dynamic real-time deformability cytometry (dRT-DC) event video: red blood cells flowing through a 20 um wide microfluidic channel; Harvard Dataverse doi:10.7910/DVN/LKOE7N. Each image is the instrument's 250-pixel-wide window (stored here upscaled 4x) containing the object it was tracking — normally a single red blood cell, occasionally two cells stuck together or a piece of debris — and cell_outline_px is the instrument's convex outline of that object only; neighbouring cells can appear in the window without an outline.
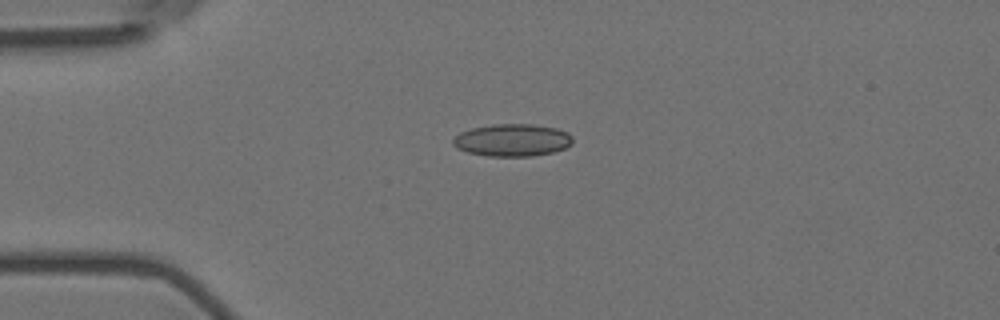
{"species": "Egyptian fruit bat (a non-hibernating species)", "species_latin": "Rousettus aegyptiacus", "temperature_condition": "room temperature", "stored_images_in_passage": 44, "camera_frame_rate_fps": 3000, "um_per_image_px": 0.085, "animal": {"sex": "female"}, "frame": {"image": 1, "passage_image": 1, "time_ms": 0.0, "image_size_px": [1000, 320], "cell_outline_px": [[572, 144], [564, 148], [552, 152], [532, 156], [488, 156], [468, 152], [456, 148], [452, 144], [452, 140], [460, 132], [472, 128], [492, 124], [532, 124], [556, 128], [568, 132], [572, 136]], "centroid_in_image_um": [43.54, 11.9], "position_along_channel_um": 41.5, "area_um2": 22.6}}
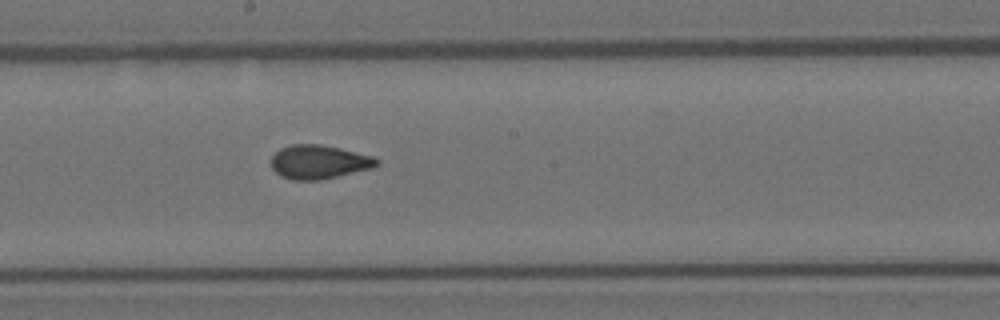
{"frame": {"image": 2, "passage_image": 18, "time_ms": 5.667, "image_size_px": [1000, 320], "cell_outline_px": [[380, 164], [372, 168], [320, 180], [292, 180], [280, 176], [272, 168], [272, 156], [280, 148], [292, 144], [320, 144], [340, 148], [372, 156], [380, 160]], "centroid_in_image_um": [27.11, 13.76], "position_along_channel_um": 221.1, "area_um2": 20.81}}
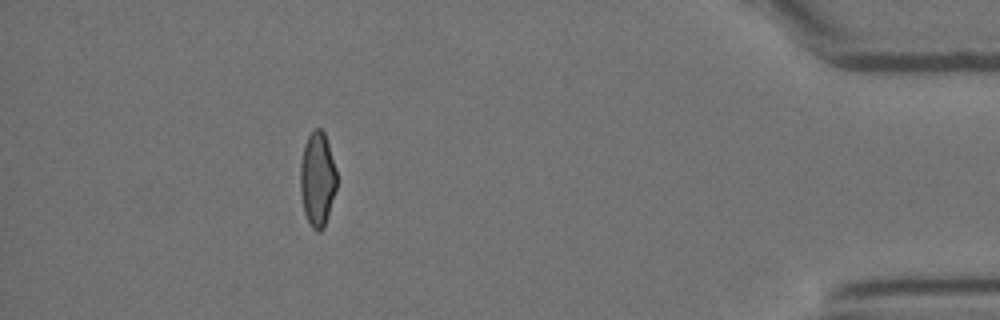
{"frame": {"image": 3, "passage_image": 38, "time_ms": 12.333, "image_size_px": [1000, 320], "cell_outline_px": [[336, 188], [328, 216], [324, 228], [320, 232], [316, 232], [312, 228], [304, 212], [300, 192], [300, 164], [304, 144], [308, 136], [316, 128], [320, 128], [324, 132], [336, 168]], "centroid_in_image_um": [26.97, 15.25], "position_along_channel_um": 408.2, "area_um2": 20.06}, "authors_computed_cell_mechanics": {"area_um2": 20.6924, "velocity_mm_per_s": 3.6021, "shape_relaxation_time_tau1_ms": 10.4989, "shape_relaxation_time_tau2_ms": 1.2217, "deformation_change_tau1": 0.201, "deformation_change_tau2": 0.0672}}